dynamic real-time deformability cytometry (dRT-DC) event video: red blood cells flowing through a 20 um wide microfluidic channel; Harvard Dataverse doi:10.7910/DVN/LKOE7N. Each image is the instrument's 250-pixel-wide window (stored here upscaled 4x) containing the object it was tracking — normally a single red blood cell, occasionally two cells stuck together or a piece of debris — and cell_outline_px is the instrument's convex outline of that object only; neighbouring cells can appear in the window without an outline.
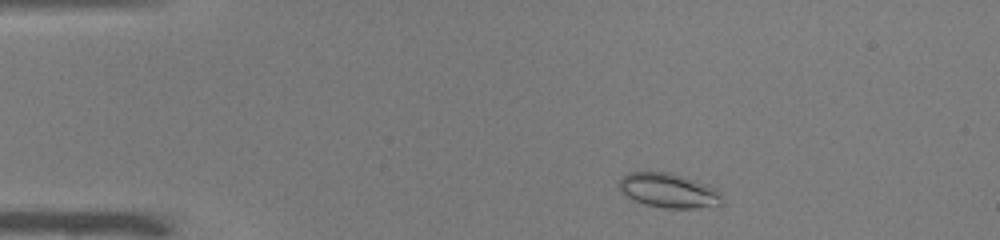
{"species": "common noctule bat (a hibernating species)", "species_latin": "Nyctalus noctula", "temperature_condition": "warm", "stored_images_in_passage": 45, "camera_frame_rate_fps": 3000, "um_per_image_px": 0.085, "animal": {"sex": "male", "body_mass_g": 19.0, "forearm_length_mm": 50.8}, "frame": {"image": 1, "passage_image": 3, "time_ms": 0.667, "image_size_px": [1000, 240], "cell_outline_px": [[724, 204], [696, 208], [664, 208], [644, 204], [632, 200], [620, 192], [616, 184], [628, 172], [672, 172], [708, 184], [716, 188], [720, 192]], "centroid_in_image_um": [56.82, 16.19], "position_along_channel_um": 28.2, "area_um2": 21.1}}
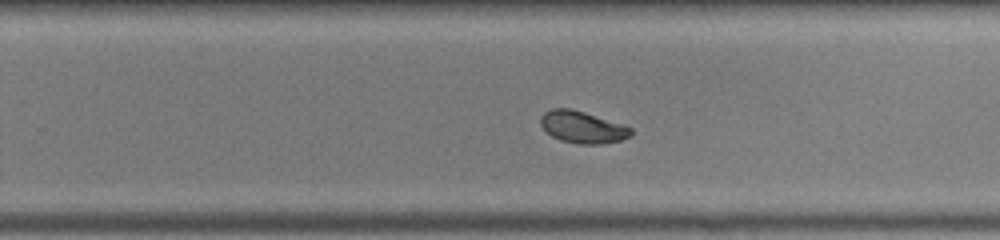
{"frame": {"image": 2, "passage_image": 27, "time_ms": 8.667, "image_size_px": [1000, 240], "cell_outline_px": [[632, 136], [620, 140], [600, 144], [576, 144], [560, 140], [552, 136], [540, 124], [540, 116], [544, 112], [552, 108], [572, 108], [624, 124], [632, 128]], "centroid_in_image_um": [49.52, 10.8], "position_along_channel_um": 280.3, "area_um2": 16.99}}
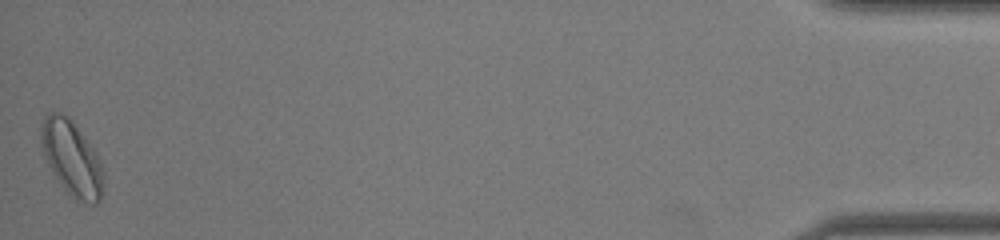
{"frame": {"image": 3, "passage_image": 45, "time_ms": 14.667, "image_size_px": [1000, 240], "cell_outline_px": [[104, 184], [100, 200], [96, 204], [92, 204], [76, 200], [64, 188], [52, 172], [44, 156], [40, 140], [40, 124], [44, 116], [48, 112], [60, 112], [68, 116], [72, 120], [96, 152], [100, 160], [104, 172]], "centroid_in_image_um": [6.1, 13.43], "position_along_channel_um": 429.1, "area_um2": 27.46}, "authors_computed_cell_mechanics": {"area_um2": 17.8024, "velocity_mm_per_s": 3.968, "shape_relaxation_time_tau1_ms": 5.2446, "shape_relaxation_time_tau2_ms": 2.064, "deformation_change_tau1": 0.1463, "deformation_change_tau2": 0.0484}}